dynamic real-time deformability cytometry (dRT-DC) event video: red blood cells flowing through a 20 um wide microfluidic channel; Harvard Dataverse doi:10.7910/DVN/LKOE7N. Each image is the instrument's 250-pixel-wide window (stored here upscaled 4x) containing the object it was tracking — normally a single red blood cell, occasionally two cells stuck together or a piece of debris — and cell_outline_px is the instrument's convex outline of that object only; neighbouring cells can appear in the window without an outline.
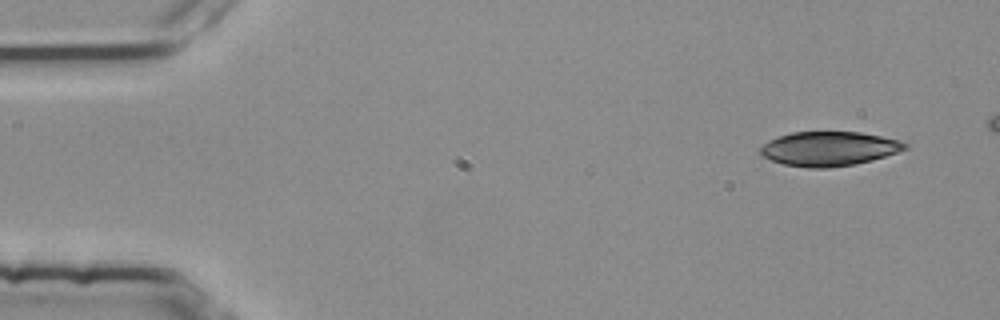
{"species": "common noctule bat (a hibernating species)", "species_latin": "Nyctalus noctula", "temperature_condition": "room temperature", "stored_images_in_passage": 7, "camera_frame_rate_fps": 3000, "um_per_image_px": 0.085, "animal": {"sex": "female", "body_mass_g": 25.1}, "frame": {"image": 1, "passage_image": 1, "time_ms": 0.0, "image_size_px": [1000, 320], "cell_outline_px": [[908, 148], [872, 160], [856, 164], [828, 168], [808, 168], [784, 164], [760, 156], [756, 152], [768, 140], [792, 132], [860, 132], [900, 140], [908, 144]], "centroid_in_image_um": [70.43, 12.64], "position_along_channel_um": 14.6, "area_um2": 29.02}}
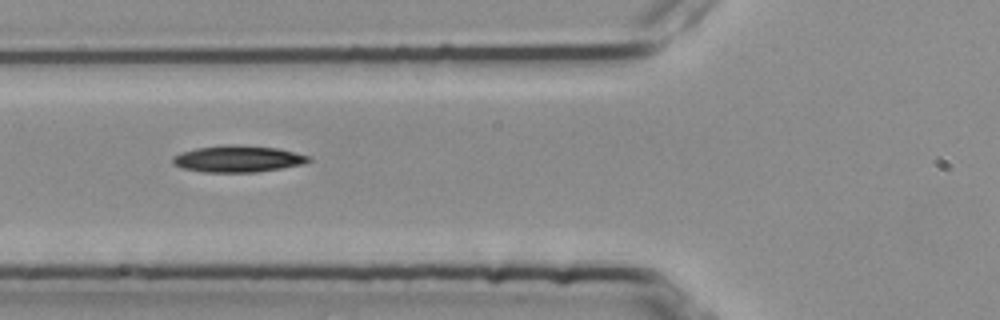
{"frame": {"image": 2, "passage_image": 6, "time_ms": 1.667, "image_size_px": [1000, 320], "cell_outline_px": [[312, 160], [300, 164], [280, 168], [256, 172], [204, 172], [184, 168], [172, 164], [172, 156], [196, 148], [232, 144], [280, 148], [308, 156]], "centroid_in_image_um": [20.2, 13.5], "position_along_channel_um": 105.6, "area_um2": 20.81}}